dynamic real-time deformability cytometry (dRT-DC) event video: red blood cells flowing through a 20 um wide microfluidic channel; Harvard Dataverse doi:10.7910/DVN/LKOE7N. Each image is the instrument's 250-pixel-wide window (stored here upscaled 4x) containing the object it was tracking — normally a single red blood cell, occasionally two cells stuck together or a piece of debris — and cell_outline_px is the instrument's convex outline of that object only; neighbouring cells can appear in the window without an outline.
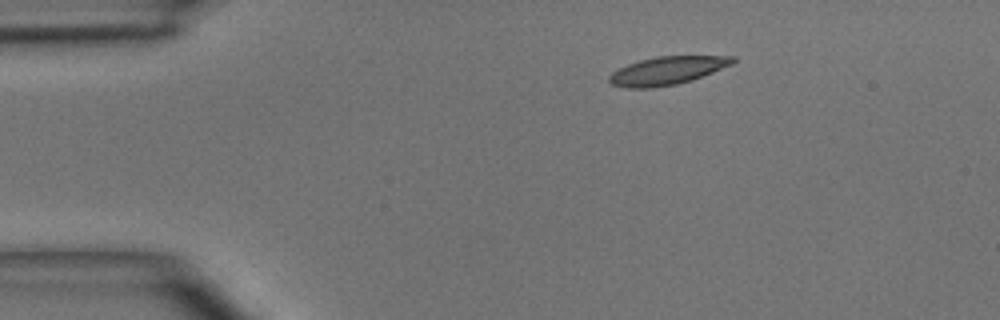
{"species": "common noctule bat (a hibernating species)", "species_latin": "Nyctalus noctula", "temperature_condition": "room temperature", "stored_images_in_passage": 2, "camera_frame_rate_fps": 3000, "um_per_image_px": 0.085, "animal": {"sex": "male", "body_mass_g": 15.6}, "frame": {"image": 1, "passage_image": 2, "time_ms": 1.333, "image_size_px": [1000, 320], "cell_outline_px": [[736, 60], [732, 64], [692, 80], [676, 84], [652, 88], [628, 88], [612, 84], [608, 80], [608, 76], [612, 72], [628, 64], [640, 60], [656, 56], [732, 56]], "centroid_in_image_um": [56.68, 6.0], "position_along_channel_um": 28.3, "area_um2": 20.06}}